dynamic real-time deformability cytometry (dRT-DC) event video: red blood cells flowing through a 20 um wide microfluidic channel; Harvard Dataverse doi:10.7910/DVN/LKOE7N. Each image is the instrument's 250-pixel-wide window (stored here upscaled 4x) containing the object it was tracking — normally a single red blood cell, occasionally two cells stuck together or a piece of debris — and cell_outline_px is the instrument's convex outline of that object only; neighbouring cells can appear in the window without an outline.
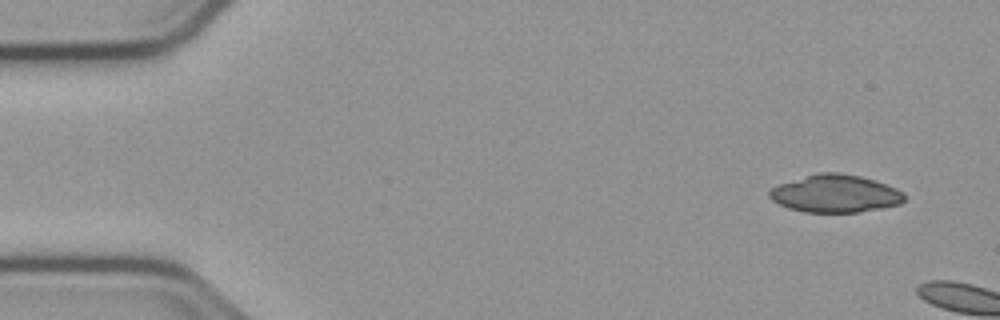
{"species": "common noctule bat (a hibernating species)", "species_latin": "Nyctalus noctula", "temperature_condition": "cold", "stored_images_in_passage": 6, "camera_frame_rate_fps": 3000, "um_per_image_px": 0.085, "animal": {"sex": "male", "body_mass_g": 23.1, "forearm_length_mm": 52.7}, "frame": {"image": 1, "passage_image": 3, "time_ms": 0.667, "image_size_px": [1000, 320], "cell_outline_px": [[904, 200], [900, 204], [860, 212], [804, 212], [788, 208], [772, 200], [768, 196], [768, 192], [776, 184], [820, 172], [840, 172], [860, 176], [896, 188], [904, 192]], "centroid_in_image_um": [70.97, 16.46], "position_along_channel_um": 14.0, "area_um2": 29.54}}